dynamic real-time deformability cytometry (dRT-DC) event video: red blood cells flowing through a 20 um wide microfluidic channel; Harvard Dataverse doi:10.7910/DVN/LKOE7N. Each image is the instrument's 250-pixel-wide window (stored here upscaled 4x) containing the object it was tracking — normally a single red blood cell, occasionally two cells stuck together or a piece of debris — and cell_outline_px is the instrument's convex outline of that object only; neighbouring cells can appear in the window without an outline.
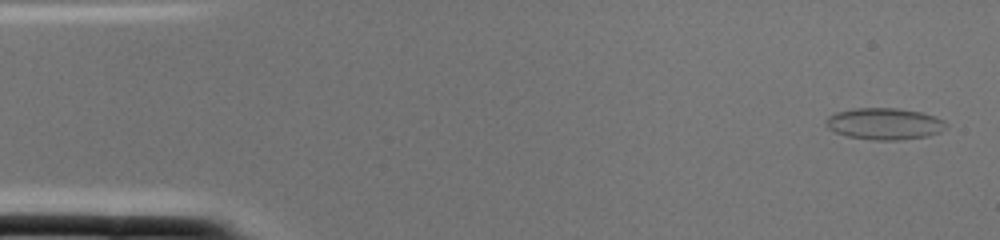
{"species": "common noctule bat (a hibernating species)", "species_latin": "Nyctalus noctula", "temperature_condition": "cold", "stored_images_in_passage": 2, "camera_frame_rate_fps": 3000, "um_per_image_px": 0.085, "animal": {"sex": "female", "body_mass_g": 22.0, "forearm_length_mm": 56.7}, "frame": {"image": 1, "passage_image": 1, "time_ms": 0.0, "image_size_px": [1000, 240], "cell_outline_px": [[948, 128], [940, 132], [928, 136], [900, 140], [876, 140], [848, 136], [836, 132], [828, 128], [824, 124], [824, 120], [828, 116], [836, 112], [856, 108], [896, 108], [920, 112], [936, 116], [944, 120], [948, 124]], "centroid_in_image_um": [75.21, 10.52], "position_along_channel_um": 9.8, "area_um2": 22.31}}
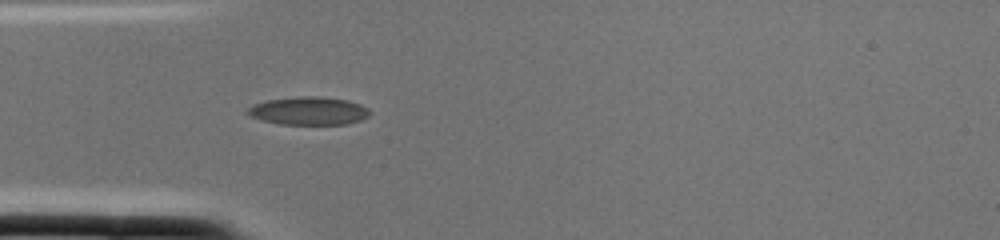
{"frame": {"image": 2, "passage_image": 2, "time_ms": 0.333, "image_size_px": [1000, 240], "cell_outline_px": [[372, 112], [368, 116], [360, 120], [348, 124], [280, 124], [260, 120], [244, 112], [252, 104], [268, 100], [300, 96], [320, 96], [348, 100], [360, 104], [368, 108]], "centroid_in_image_um": [26.24, 9.42], "position_along_channel_um": 58.8, "area_um2": 20.11}}